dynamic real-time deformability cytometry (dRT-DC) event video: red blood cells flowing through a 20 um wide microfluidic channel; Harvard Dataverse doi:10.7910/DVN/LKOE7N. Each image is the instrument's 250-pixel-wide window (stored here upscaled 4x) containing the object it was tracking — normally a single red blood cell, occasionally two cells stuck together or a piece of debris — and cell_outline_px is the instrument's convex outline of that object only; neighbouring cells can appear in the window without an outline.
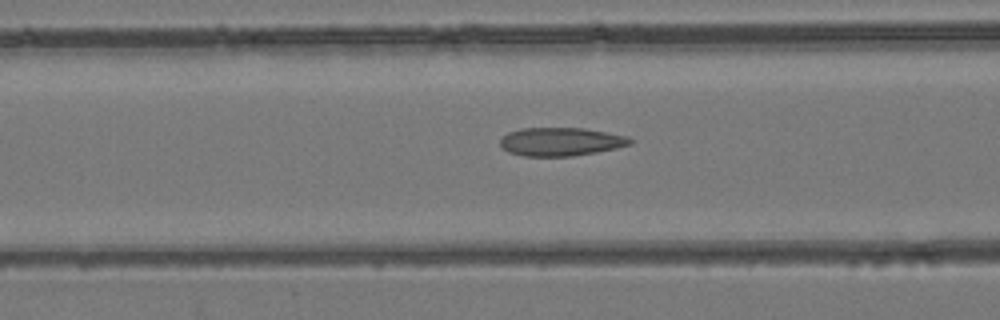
{"species": "common noctule bat (a hibernating species)", "species_latin": "Nyctalus noctula", "temperature_condition": "room temperature", "stored_images_in_passage": 42, "camera_frame_rate_fps": 3000, "um_per_image_px": 0.085, "animal": {"sex": "female", "body_mass_g": 24.6, "forearm_length_mm": 56.2}, "frame": {"image": 1, "passage_image": 13, "time_ms": 4.0, "image_size_px": [1000, 320], "cell_outline_px": [[632, 144], [616, 148], [596, 152], [572, 156], [524, 156], [508, 152], [500, 144], [500, 140], [508, 132], [520, 128], [584, 128], [628, 136], [632, 140]], "centroid_in_image_um": [47.67, 12.04], "position_along_channel_um": 118.9, "area_um2": 21.44}}
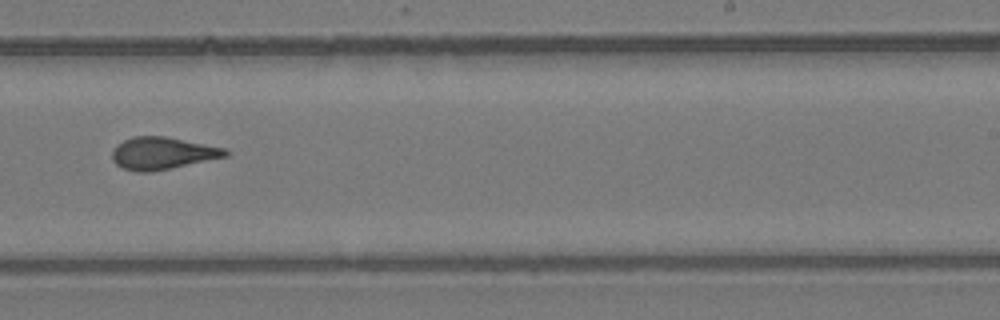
{"frame": {"image": 2, "passage_image": 24, "time_ms": 7.667, "image_size_px": [1000, 320], "cell_outline_px": [[228, 156], [152, 172], [140, 172], [124, 168], [116, 164], [112, 160], [112, 152], [116, 144], [132, 136], [164, 136], [224, 148], [228, 152]], "centroid_in_image_um": [13.77, 13.02], "position_along_channel_um": 275.2, "area_um2": 21.1}}
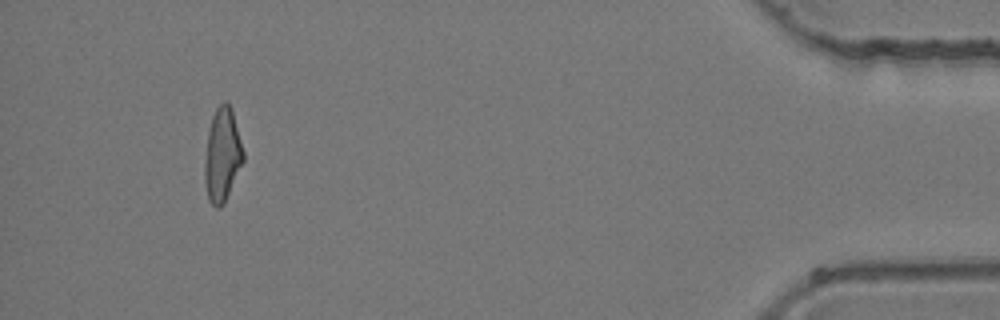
{"frame": {"image": 3, "passage_image": 39, "time_ms": 12.667, "image_size_px": [1000, 320], "cell_outline_px": [[244, 160], [224, 204], [220, 208], [216, 208], [208, 200], [204, 180], [204, 164], [208, 132], [212, 116], [216, 108], [224, 100], [228, 100], [232, 108], [244, 152]], "centroid_in_image_um": [18.89, 13.16], "position_along_channel_um": 416.3, "area_um2": 21.27}}